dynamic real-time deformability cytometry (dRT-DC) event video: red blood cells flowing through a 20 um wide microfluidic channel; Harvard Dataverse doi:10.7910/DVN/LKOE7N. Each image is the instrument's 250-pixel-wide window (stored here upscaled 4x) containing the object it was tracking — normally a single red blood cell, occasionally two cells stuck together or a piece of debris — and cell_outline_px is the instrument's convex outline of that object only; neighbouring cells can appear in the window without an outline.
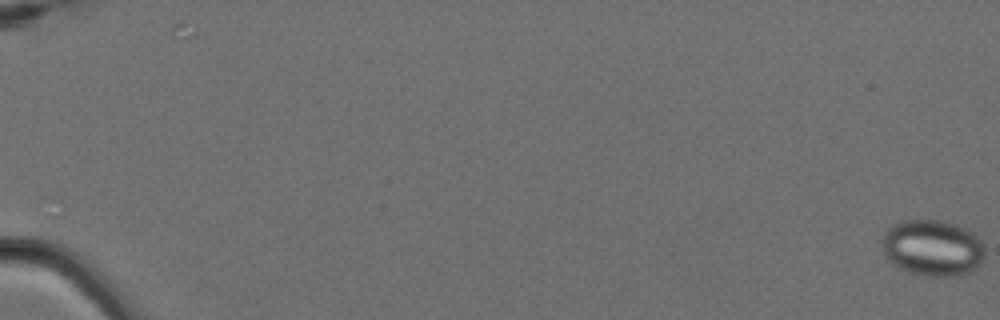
{"species": "Egyptian fruit bat (a non-hibernating species)", "species_latin": "Rousettus aegyptiacus", "temperature_condition": "cold", "stored_images_in_passage": 7, "camera_frame_rate_fps": 3000, "um_per_image_px": 0.085, "animal": {"sex": "female"}, "frame": {"image": 1, "passage_image": 1, "time_ms": 0.0, "image_size_px": [1000, 320], "cell_outline_px": [[984, 256], [980, 264], [976, 268], [960, 276], [924, 276], [900, 268], [888, 260], [884, 256], [880, 240], [884, 232], [892, 224], [904, 220], [940, 220], [956, 224], [972, 232], [984, 244]], "centroid_in_image_um": [79.24, 21.06], "position_along_channel_um": 5.8, "area_um2": 33.99}}